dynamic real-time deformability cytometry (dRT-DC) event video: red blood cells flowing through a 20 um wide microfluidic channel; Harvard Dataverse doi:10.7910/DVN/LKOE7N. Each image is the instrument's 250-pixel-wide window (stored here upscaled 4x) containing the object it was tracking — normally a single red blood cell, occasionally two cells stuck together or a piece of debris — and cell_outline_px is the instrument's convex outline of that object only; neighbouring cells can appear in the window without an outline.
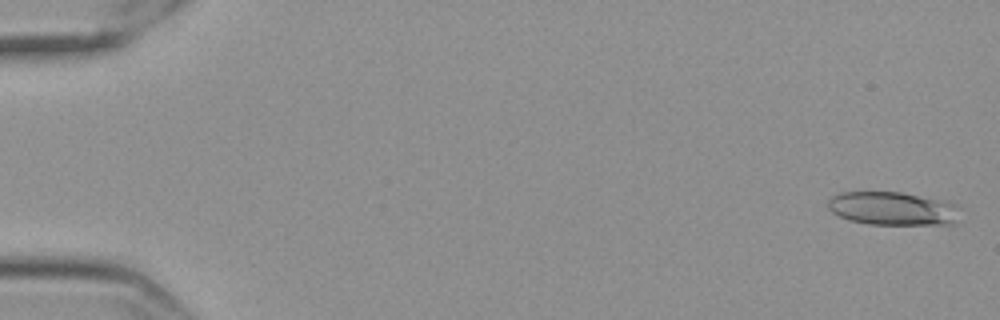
{"species": "Egyptian fruit bat (a non-hibernating species)", "species_latin": "Rousettus aegyptiacus", "temperature_condition": "cold", "stored_images_in_passage": 58, "camera_frame_rate_fps": 3000, "um_per_image_px": 0.085, "frame": {"image": 1, "passage_image": 2, "time_ms": 0.333, "image_size_px": [1000, 320], "cell_outline_px": [[956, 204], [952, 224], [868, 224], [848, 220], [832, 212], [828, 208], [828, 200], [832, 196], [840, 192], [900, 192], [944, 200]], "centroid_in_image_um": [75.77, 17.71], "position_along_channel_um": 9.2, "area_um2": 25.26}}
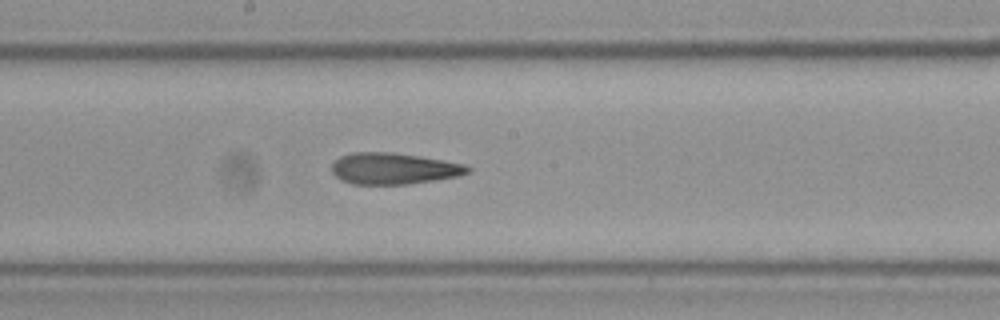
{"frame": {"image": 2, "passage_image": 32, "time_ms": 10.333, "image_size_px": [1000, 320], "cell_outline_px": [[472, 168], [468, 172], [456, 176], [432, 180], [404, 184], [352, 184], [340, 180], [332, 172], [332, 164], [340, 156], [352, 152], [392, 152], [420, 156], [464, 164]], "centroid_in_image_um": [33.41, 14.32], "position_along_channel_um": 214.8, "area_um2": 24.62}}
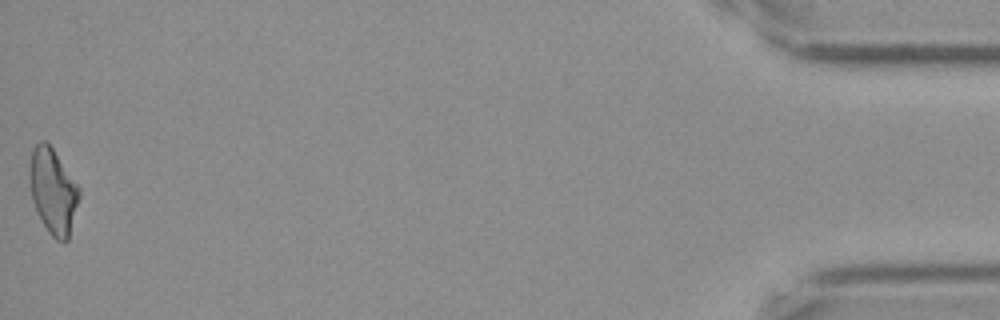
{"frame": {"image": 3, "passage_image": 58, "time_ms": 19.0, "image_size_px": [1000, 320], "cell_outline_px": [[80, 196], [68, 240], [64, 244], [56, 240], [48, 232], [32, 200], [32, 148], [40, 140], [44, 140], [52, 148], [80, 188]], "centroid_in_image_um": [4.56, 16.3], "position_along_channel_um": 430.6, "area_um2": 23.81}, "authors_computed_cell_mechanics": {"area_um2": 24.9985, "velocity_mm_per_s": 3.5434, "shape_relaxation_time_tau1_ms": 9.6421, "shape_relaxation_time_tau2_ms": 3.3443, "deformation_change_tau1": 0.2171, "deformation_change_tau2": 0.1348}}